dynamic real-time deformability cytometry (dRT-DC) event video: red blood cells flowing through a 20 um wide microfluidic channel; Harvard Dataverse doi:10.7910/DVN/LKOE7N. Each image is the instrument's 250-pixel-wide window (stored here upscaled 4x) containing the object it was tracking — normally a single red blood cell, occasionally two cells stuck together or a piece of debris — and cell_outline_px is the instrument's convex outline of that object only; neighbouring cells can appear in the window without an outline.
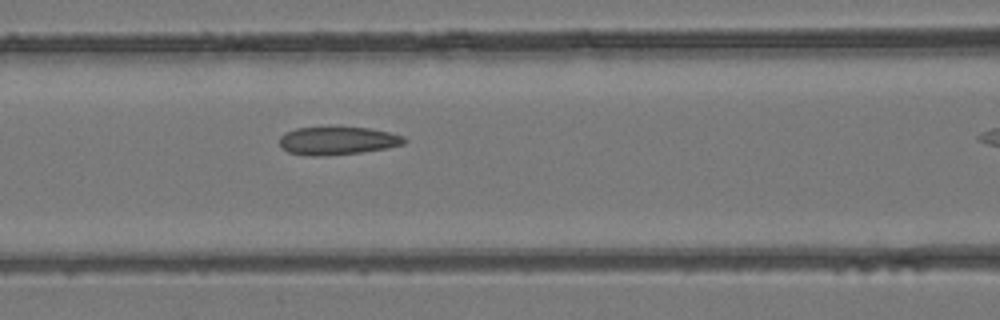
{"species": "common noctule bat (a hibernating species)", "species_latin": "Nyctalus noctula", "temperature_condition": "room temperature", "stored_images_in_passage": 22, "camera_frame_rate_fps": 3000, "um_per_image_px": 0.085, "animal": {"sex": "female", "body_mass_g": 24.6, "forearm_length_mm": 56.2}, "frame": {"image": 1, "passage_image": 16, "time_ms": 5.0, "image_size_px": [1000, 320], "cell_outline_px": [[408, 140], [404, 144], [384, 148], [360, 152], [316, 156], [288, 152], [280, 144], [280, 136], [284, 132], [296, 128], [368, 128], [388, 132], [404, 136]], "centroid_in_image_um": [28.69, 11.96], "position_along_channel_um": 137.9, "area_um2": 19.88}}
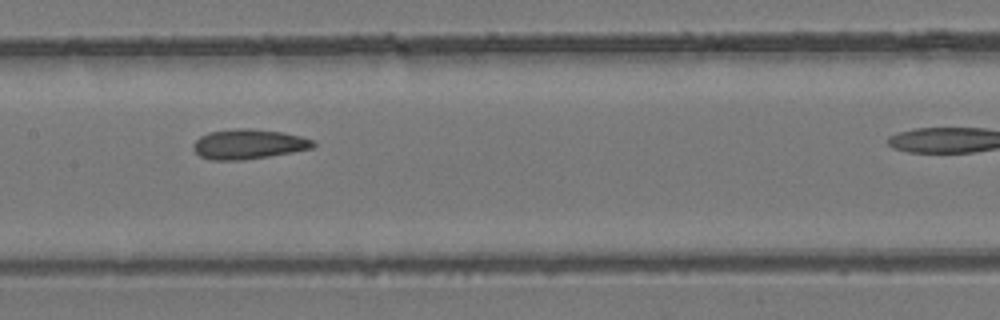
{"frame": {"image": 2, "passage_image": 19, "time_ms": 6.0, "image_size_px": [1000, 320], "cell_outline_px": [[316, 144], [312, 148], [292, 152], [244, 160], [212, 160], [200, 156], [192, 148], [192, 144], [200, 136], [208, 132], [240, 128], [252, 128], [280, 132], [300, 136], [316, 140]], "centroid_in_image_um": [21.11, 12.25], "position_along_channel_um": 186.3, "area_um2": 20.87}}